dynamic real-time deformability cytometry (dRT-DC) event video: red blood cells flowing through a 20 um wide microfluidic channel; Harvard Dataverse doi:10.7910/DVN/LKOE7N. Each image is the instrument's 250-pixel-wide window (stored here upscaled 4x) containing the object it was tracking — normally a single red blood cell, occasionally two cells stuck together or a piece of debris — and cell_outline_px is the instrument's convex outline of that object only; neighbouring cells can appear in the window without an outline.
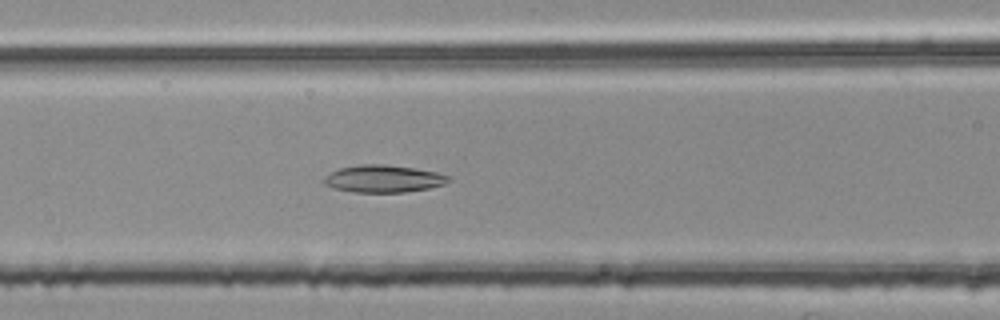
{"species": "common noctule bat (a hibernating species)", "species_latin": "Nyctalus noctula", "temperature_condition": "room temperature", "stored_images_in_passage": 45, "camera_frame_rate_fps": 3000, "um_per_image_px": 0.085, "animal": {"sex": "female", "body_mass_g": 25.1}, "frame": {"image": 1, "passage_image": 22, "time_ms": 7.0, "image_size_px": [1000, 320], "cell_outline_px": [[452, 180], [444, 184], [428, 188], [404, 192], [356, 192], [336, 188], [324, 184], [324, 176], [340, 168], [360, 164], [384, 164], [416, 168], [436, 172], [452, 176]], "centroid_in_image_um": [32.64, 15.18], "position_along_channel_um": 134.0, "area_um2": 19.77}}
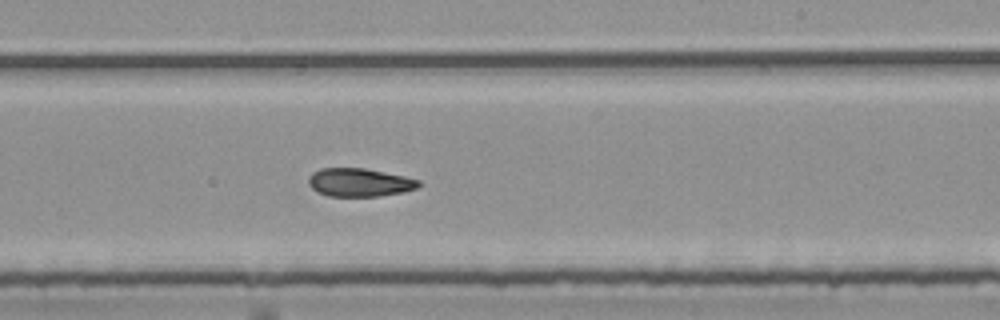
{"frame": {"image": 2, "passage_image": 32, "time_ms": 10.333, "image_size_px": [1000, 320], "cell_outline_px": [[420, 184], [416, 188], [404, 192], [380, 196], [328, 196], [316, 192], [308, 184], [308, 176], [312, 172], [320, 168], [364, 168], [404, 176], [420, 180]], "centroid_in_image_um": [30.52, 15.5], "position_along_channel_um": 258.5, "area_um2": 18.26}}
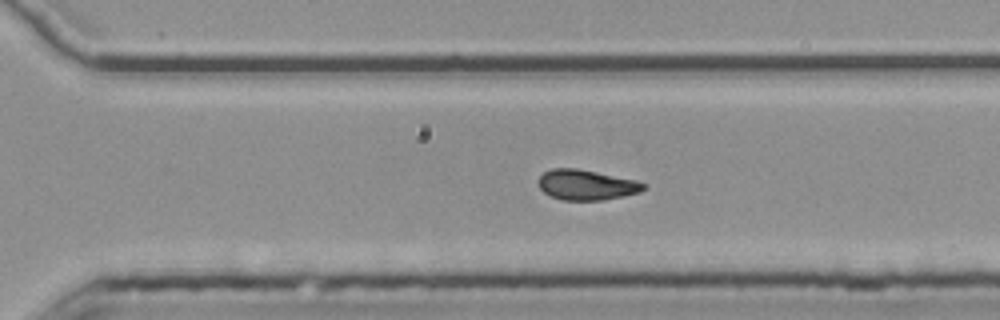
{"frame": {"image": 3, "passage_image": 37, "time_ms": 12.0, "image_size_px": [1000, 320], "cell_outline_px": [[648, 188], [640, 192], [604, 200], [564, 200], [552, 196], [544, 192], [540, 188], [540, 176], [544, 172], [552, 168], [576, 168], [636, 180], [648, 184]], "centroid_in_image_um": [49.9, 15.71], "position_along_channel_um": 320.7, "area_um2": 18.44}}